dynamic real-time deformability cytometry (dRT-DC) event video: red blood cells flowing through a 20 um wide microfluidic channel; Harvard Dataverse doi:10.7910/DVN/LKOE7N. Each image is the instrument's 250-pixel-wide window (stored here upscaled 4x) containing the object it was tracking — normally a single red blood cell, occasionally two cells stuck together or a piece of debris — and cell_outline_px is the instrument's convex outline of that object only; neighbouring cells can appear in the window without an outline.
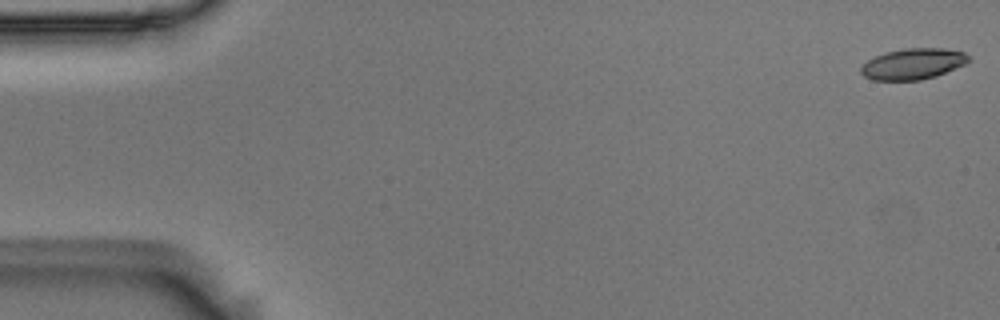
{"species": "Egyptian fruit bat (a non-hibernating species)", "species_latin": "Rousettus aegyptiacus", "temperature_condition": "room temperature", "stored_images_in_passage": 7, "camera_frame_rate_fps": 3000, "um_per_image_px": 0.085, "animal": {"sex": "male"}, "frame": {"image": 1, "passage_image": 1, "time_ms": 0.0, "image_size_px": [1000, 320], "cell_outline_px": [[972, 60], [964, 64], [936, 76], [920, 80], [872, 80], [864, 76], [860, 72], [860, 68], [868, 60], [884, 52], [904, 48], [944, 48], [964, 52], [972, 56]], "centroid_in_image_um": [77.63, 5.42], "position_along_channel_um": 7.4, "area_um2": 19.54}}
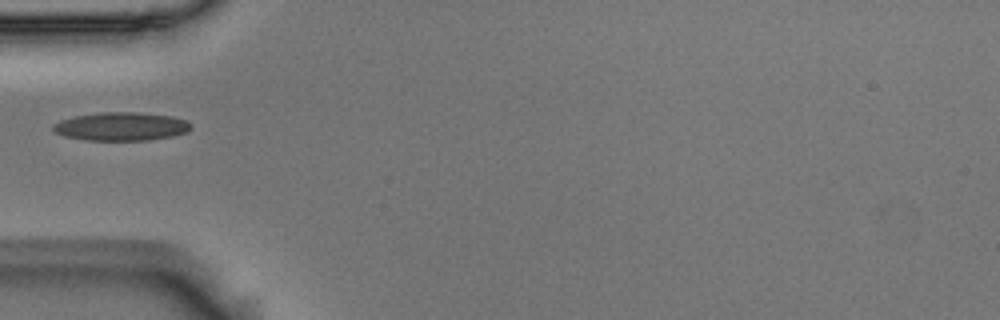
{"frame": {"image": 2, "passage_image": 6, "time_ms": 1.667, "image_size_px": [1000, 320], "cell_outline_px": [[192, 124], [188, 132], [172, 136], [148, 140], [88, 140], [64, 136], [56, 132], [52, 128], [52, 124], [60, 120], [76, 116], [100, 112], [140, 112], [172, 116], [188, 120]], "centroid_in_image_um": [10.33, 10.74], "position_along_channel_um": 74.7, "area_um2": 22.89}}
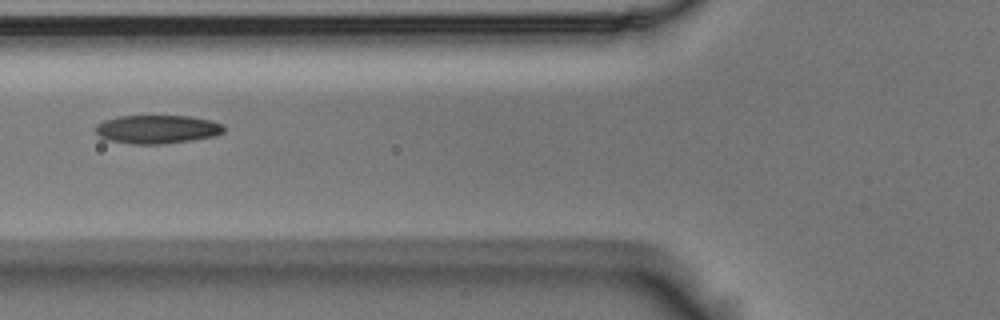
{"frame": {"image": 3, "passage_image": 7, "time_ms": 2.0, "image_size_px": [1000, 320], "cell_outline_px": [[224, 132], [212, 136], [192, 140], [160, 144], [132, 144], [104, 140], [96, 132], [96, 124], [104, 120], [116, 116], [188, 116], [212, 120], [224, 124]], "centroid_in_image_um": [13.34, 10.98], "position_along_channel_um": 112.5, "area_um2": 21.44}}